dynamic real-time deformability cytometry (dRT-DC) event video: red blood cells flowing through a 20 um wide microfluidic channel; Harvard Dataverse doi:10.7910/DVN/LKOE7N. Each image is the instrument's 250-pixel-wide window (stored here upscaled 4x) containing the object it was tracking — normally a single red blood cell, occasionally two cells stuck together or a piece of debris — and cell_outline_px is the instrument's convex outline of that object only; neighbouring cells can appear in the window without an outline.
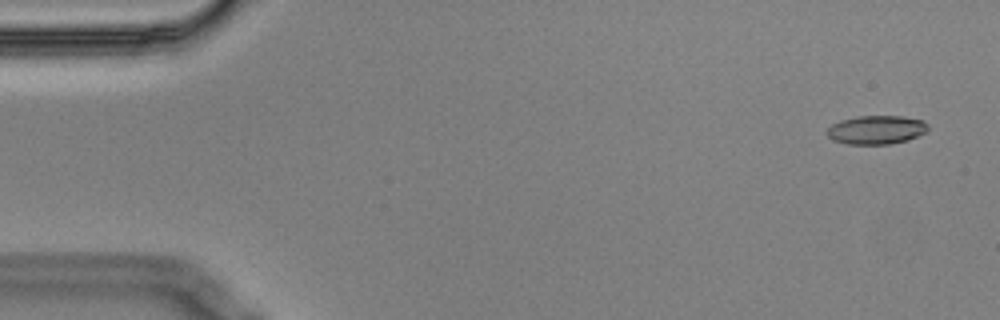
{"species": "Egyptian fruit bat (a non-hibernating species)", "species_latin": "Rousettus aegyptiacus", "temperature_condition": "cold", "stored_images_in_passage": 4, "camera_frame_rate_fps": 3000, "um_per_image_px": 0.085, "animal": {"sex": "male"}, "frame": {"image": 1, "passage_image": 1, "time_ms": 0.0, "image_size_px": [1000, 320], "cell_outline_px": [[928, 132], [908, 140], [888, 144], [848, 144], [832, 140], [824, 132], [832, 124], [840, 120], [856, 116], [904, 116], [924, 120], [928, 124]], "centroid_in_image_um": [74.5, 11.03], "position_along_channel_um": 10.5, "area_um2": 17.17}}
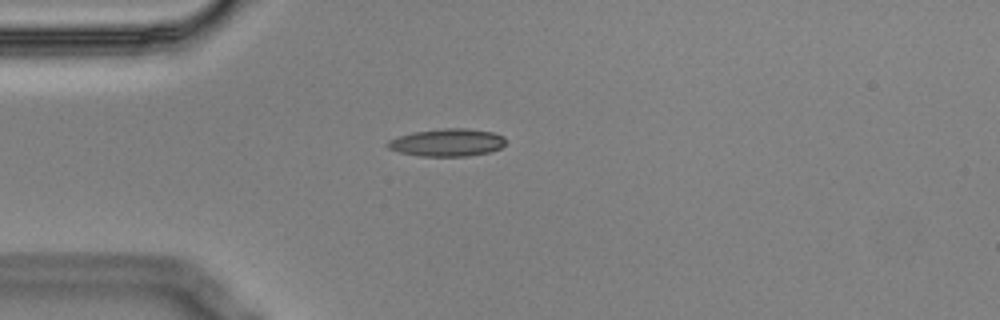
{"frame": {"image": 2, "passage_image": 4, "time_ms": 1.0, "image_size_px": [1000, 320], "cell_outline_px": [[504, 144], [500, 148], [488, 152], [468, 156], [420, 156], [400, 152], [388, 148], [388, 140], [396, 136], [416, 132], [444, 128], [468, 128], [492, 132], [504, 136]], "centroid_in_image_um": [38.01, 12.11], "position_along_channel_um": 47.0, "area_um2": 18.84}}